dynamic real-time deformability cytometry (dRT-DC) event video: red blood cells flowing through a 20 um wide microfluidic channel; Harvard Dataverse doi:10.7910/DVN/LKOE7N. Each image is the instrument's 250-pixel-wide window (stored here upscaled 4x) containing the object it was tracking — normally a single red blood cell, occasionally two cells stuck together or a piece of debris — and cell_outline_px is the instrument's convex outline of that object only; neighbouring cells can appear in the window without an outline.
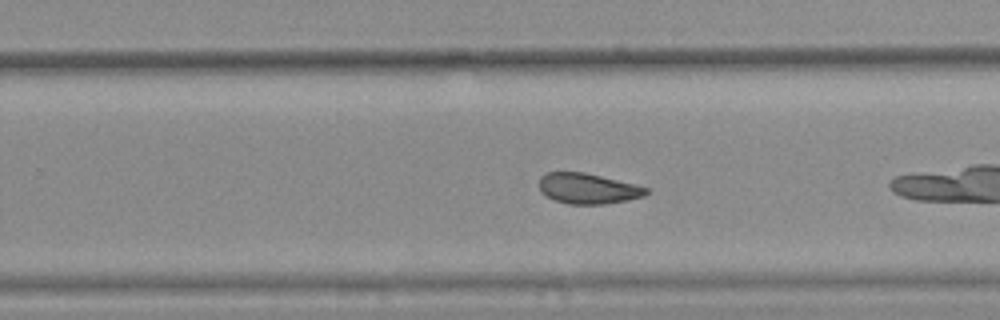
{"species": "common noctule bat (a hibernating species)", "species_latin": "Nyctalus noctula", "temperature_condition": "warm", "stored_images_in_passage": 29, "camera_frame_rate_fps": 3000, "um_per_image_px": 0.085, "animal": {"sex": "female", "body_mass_g": 25.1}, "frame": {"image": 1, "passage_image": 17, "time_ms": 5.333, "image_size_px": [1000, 320], "cell_outline_px": [[652, 192], [644, 196], [628, 200], [604, 204], [568, 204], [556, 200], [540, 192], [540, 176], [548, 172], [584, 172], [636, 184], [652, 188]], "centroid_in_image_um": [50.05, 16.02], "position_along_channel_um": 279.8, "area_um2": 19.19}, "authors_computed_cell_mechanics": {"area_um2": 19.7676, "velocity_mm_per_s": 3.8774, "shape_relaxation_time_tau1_ms": null, "shape_relaxation_time_tau2_ms": 4.7395, "deformation_change_tau1": null, "deformation_change_tau2": 0.0641}}